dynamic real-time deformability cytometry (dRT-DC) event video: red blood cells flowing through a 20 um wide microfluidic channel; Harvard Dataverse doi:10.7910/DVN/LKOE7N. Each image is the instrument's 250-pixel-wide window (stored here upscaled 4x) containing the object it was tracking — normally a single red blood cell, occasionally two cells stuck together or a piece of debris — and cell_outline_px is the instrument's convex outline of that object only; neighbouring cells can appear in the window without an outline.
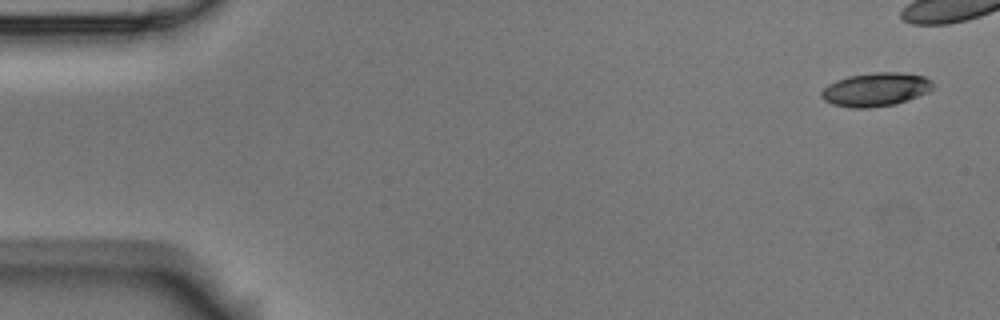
{"species": "Egyptian fruit bat (a non-hibernating species)", "species_latin": "Rousettus aegyptiacus", "temperature_condition": "room temperature", "stored_images_in_passage": 5, "camera_frame_rate_fps": 3000, "um_per_image_px": 0.085, "animal": {"sex": "male"}, "frame": {"image": 1, "passage_image": 1, "time_ms": 0.0, "image_size_px": [1000, 320], "cell_outline_px": [[932, 88], [928, 92], [896, 104], [868, 108], [852, 108], [832, 104], [824, 100], [820, 96], [820, 92], [828, 84], [836, 80], [848, 76], [872, 72], [900, 72], [924, 76], [932, 80]], "centroid_in_image_um": [74.41, 7.6], "position_along_channel_um": 10.6, "area_um2": 21.91}}